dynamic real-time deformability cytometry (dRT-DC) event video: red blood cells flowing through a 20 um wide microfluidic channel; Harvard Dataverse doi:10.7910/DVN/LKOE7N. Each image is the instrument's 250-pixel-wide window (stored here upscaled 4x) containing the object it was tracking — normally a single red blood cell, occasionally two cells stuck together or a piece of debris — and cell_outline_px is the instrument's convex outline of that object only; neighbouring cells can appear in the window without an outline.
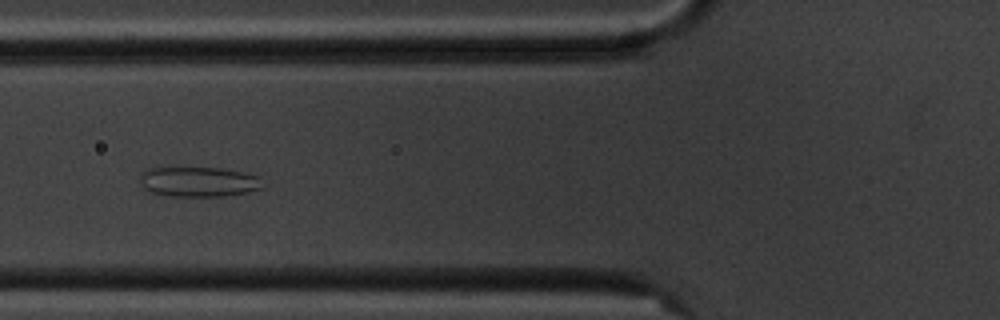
{"species": "common noctule bat (a hibernating species)", "species_latin": "Nyctalus noctula", "temperature_condition": "cold", "stored_images_in_passage": 14, "camera_frame_rate_fps": 3000, "um_per_image_px": 0.085, "animal": {"sex": "male", "body_mass_g": 20.1, "forearm_length_mm": 53.5}, "frame": {"image": 1, "passage_image": 5, "time_ms": 5.667, "image_size_px": [1000, 320], "cell_outline_px": [[264, 188], [248, 192], [224, 196], [172, 196], [152, 192], [144, 188], [140, 180], [140, 172], [152, 168], [220, 168], [244, 172], [260, 176]], "centroid_in_image_um": [16.93, 15.45], "position_along_channel_um": 108.9, "area_um2": 21.44}}
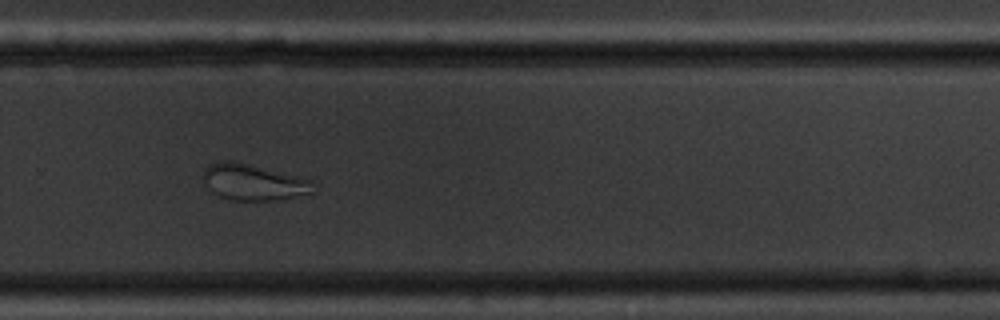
{"frame": {"image": 2, "passage_image": 10, "time_ms": 11.333, "image_size_px": [1000, 320], "cell_outline_px": [[312, 192], [276, 200], [232, 200], [220, 196], [212, 192], [208, 188], [200, 176], [204, 168], [208, 164], [220, 160], [232, 160], [308, 180]], "centroid_in_image_um": [21.34, 15.48], "position_along_channel_um": 308.5, "area_um2": 22.54}, "authors_computed_cell_mechanics": {"area_um2": 27.455, "velocity_mm_per_s": 3.5177, "shape_relaxation_time_tau1_ms": null, "shape_relaxation_time_tau2_ms": 0.959, "deformation_change_tau1": null, "deformation_change_tau2": 0.0509}}